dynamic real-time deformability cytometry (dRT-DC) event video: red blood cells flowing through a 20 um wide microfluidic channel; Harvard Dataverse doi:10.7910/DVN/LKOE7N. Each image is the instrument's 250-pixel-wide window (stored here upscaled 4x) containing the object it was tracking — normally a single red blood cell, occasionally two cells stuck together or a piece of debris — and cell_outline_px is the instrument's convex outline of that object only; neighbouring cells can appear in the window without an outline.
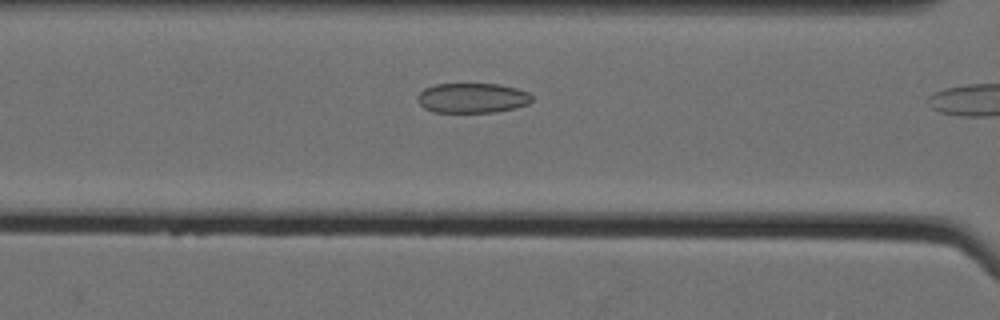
{"species": "Egyptian fruit bat (a non-hibernating species)", "species_latin": "Rousettus aegyptiacus", "temperature_condition": "cold", "stored_images_in_passage": 10, "camera_frame_rate_fps": 3000, "um_per_image_px": 0.085, "animal": {"sex": "female"}, "frame": {"image": 1, "passage_image": 9, "time_ms": 2.667, "image_size_px": [1000, 320], "cell_outline_px": [[532, 100], [528, 104], [516, 108], [492, 112], [432, 112], [424, 108], [420, 104], [416, 96], [424, 88], [436, 84], [500, 84], [516, 88], [528, 92], [532, 96]], "centroid_in_image_um": [40.14, 8.33], "position_along_channel_um": 126.5, "area_um2": 20.0}}